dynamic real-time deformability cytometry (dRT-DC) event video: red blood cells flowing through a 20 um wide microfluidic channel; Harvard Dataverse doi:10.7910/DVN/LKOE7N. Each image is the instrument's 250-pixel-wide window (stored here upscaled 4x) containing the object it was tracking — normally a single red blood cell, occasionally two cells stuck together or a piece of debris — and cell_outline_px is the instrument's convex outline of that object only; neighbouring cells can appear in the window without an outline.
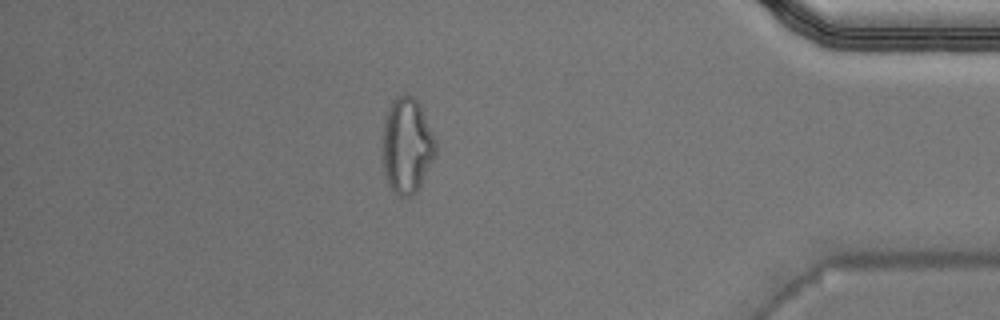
{"species": "Egyptian fruit bat (a non-hibernating species)", "species_latin": "Rousettus aegyptiacus", "temperature_condition": "warm", "stored_images_in_passage": 44, "camera_frame_rate_fps": 3000, "um_per_image_px": 0.085, "animal": {"sex": "male"}, "frame": {"image": 1, "passage_image": 38, "time_ms": 12.333, "image_size_px": [1000, 320], "cell_outline_px": [[436, 152], [416, 192], [412, 196], [400, 196], [388, 184], [384, 168], [384, 116], [392, 100], [396, 96], [404, 92], [412, 96], [420, 104], [436, 144]], "centroid_in_image_um": [34.58, 12.32], "position_along_channel_um": 400.6, "area_um2": 28.96}, "authors_computed_cell_mechanics": {"area_um2": 20.8947, "velocity_mm_per_s": 4.0648, "shape_relaxation_time_tau1_ms": null, "shape_relaxation_time_tau2_ms": 2.3509, "deformation_change_tau1": null, "deformation_change_tau2": 0.1044}}